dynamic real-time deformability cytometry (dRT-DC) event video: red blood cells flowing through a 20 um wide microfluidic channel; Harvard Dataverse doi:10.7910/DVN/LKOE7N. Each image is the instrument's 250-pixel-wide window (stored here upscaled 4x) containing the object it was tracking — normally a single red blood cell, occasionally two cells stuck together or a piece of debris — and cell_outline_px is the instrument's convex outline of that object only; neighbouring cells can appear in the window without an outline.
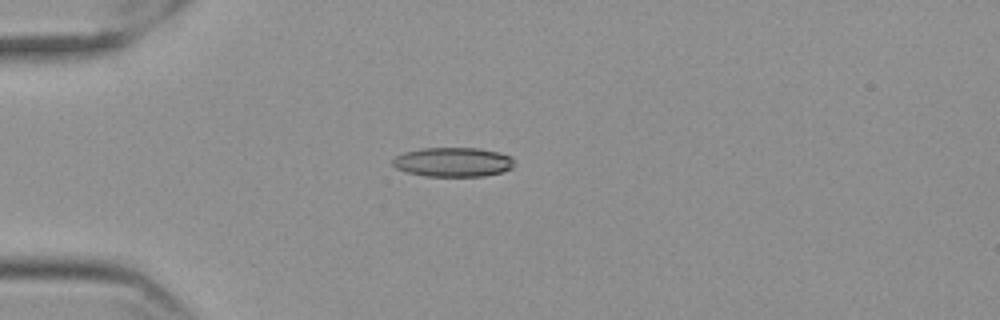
{"species": "Egyptian fruit bat (a non-hibernating species)", "species_latin": "Rousettus aegyptiacus", "temperature_condition": "cold", "stored_images_in_passage": 43, "camera_frame_rate_fps": 3000, "um_per_image_px": 0.085, "frame": {"image": 1, "passage_image": 1, "time_ms": 0.0, "image_size_px": [1000, 320], "cell_outline_px": [[512, 168], [500, 172], [484, 176], [424, 176], [408, 172], [396, 168], [392, 164], [392, 160], [396, 156], [404, 152], [420, 148], [480, 148], [500, 152], [512, 156]], "centroid_in_image_um": [38.49, 13.77], "position_along_channel_um": 46.5, "area_um2": 20.81}}
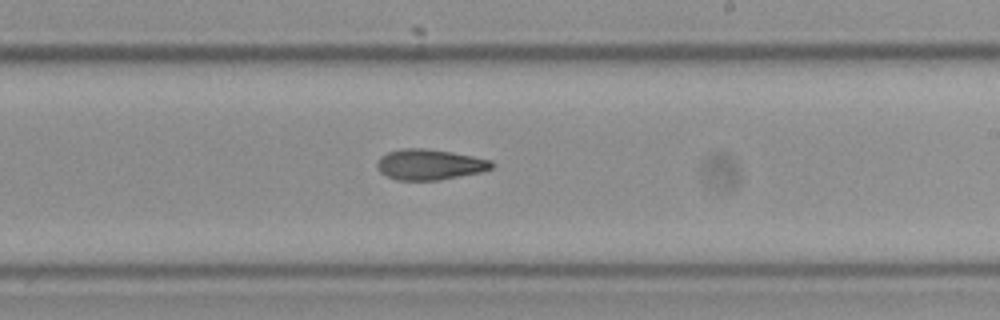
{"frame": {"image": 2, "passage_image": 20, "time_ms": 6.333, "image_size_px": [1000, 320], "cell_outline_px": [[496, 164], [492, 168], [480, 172], [440, 180], [396, 180], [380, 172], [376, 164], [380, 156], [388, 152], [400, 148], [428, 148], [452, 152], [492, 160]], "centroid_in_image_um": [36.52, 13.97], "position_along_channel_um": 252.5, "area_um2": 20.58}}
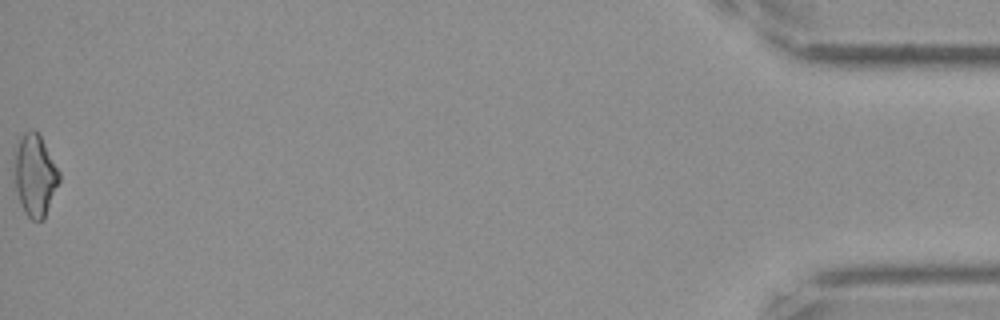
{"frame": {"image": 3, "passage_image": 43, "time_ms": 14.0, "image_size_px": [1000, 320], "cell_outline_px": [[60, 180], [44, 220], [32, 220], [24, 212], [16, 188], [12, 156], [12, 148], [24, 132], [32, 128], [40, 136], [60, 172]], "centroid_in_image_um": [2.94, 14.86], "position_along_channel_um": 432.3, "area_um2": 21.68}}